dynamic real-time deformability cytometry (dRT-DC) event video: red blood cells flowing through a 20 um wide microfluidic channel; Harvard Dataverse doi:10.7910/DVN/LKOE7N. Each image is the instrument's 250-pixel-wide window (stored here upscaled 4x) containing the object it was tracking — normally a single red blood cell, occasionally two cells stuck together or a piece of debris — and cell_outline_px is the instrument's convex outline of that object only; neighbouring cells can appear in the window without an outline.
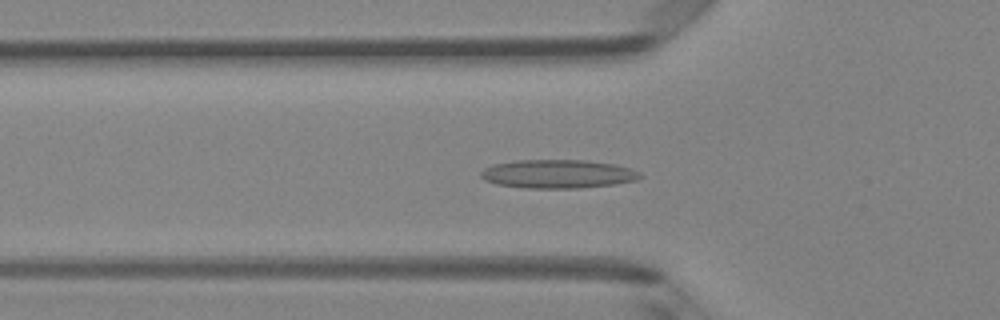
{"species": "Egyptian fruit bat (a non-hibernating species)", "species_latin": "Rousettus aegyptiacus", "temperature_condition": "room temperature", "stored_images_in_passage": 49, "camera_frame_rate_fps": 3000, "um_per_image_px": 0.085, "animal": {"sex": "female"}, "frame": {"image": 1, "passage_image": 16, "time_ms": 5.0, "image_size_px": [1000, 320], "cell_outline_px": [[644, 176], [636, 180], [616, 184], [576, 188], [524, 188], [496, 184], [484, 180], [480, 176], [480, 172], [484, 168], [492, 164], [516, 160], [584, 160], [612, 164], [632, 168], [640, 172]], "centroid_in_image_um": [47.4, 14.78], "position_along_channel_um": 78.4, "area_um2": 26.7}}
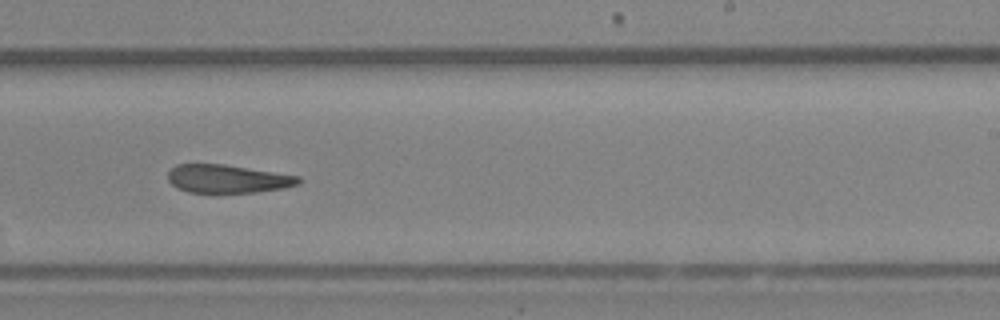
{"frame": {"image": 2, "passage_image": 30, "time_ms": 9.667, "image_size_px": [1000, 320], "cell_outline_px": [[300, 184], [284, 188], [256, 192], [212, 196], [188, 192], [176, 188], [168, 180], [168, 172], [176, 164], [224, 164], [300, 176]], "centroid_in_image_um": [19.31, 15.25], "position_along_channel_um": 269.7, "area_um2": 22.43}}
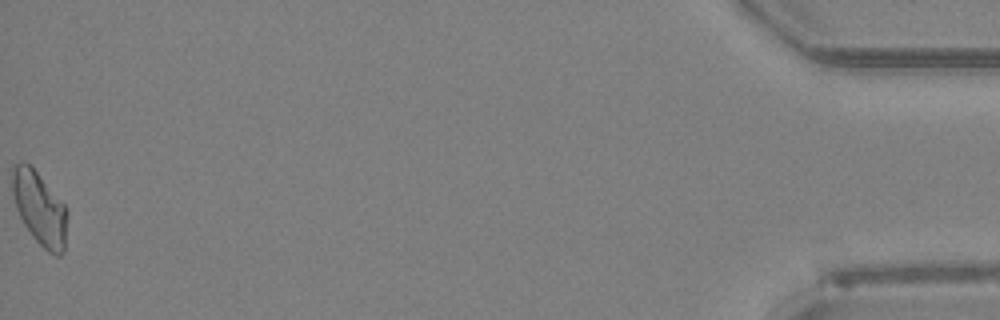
{"frame": {"image": 3, "passage_image": 49, "time_ms": 16.0, "image_size_px": [1000, 320], "cell_outline_px": [[68, 216], [64, 252], [60, 256], [56, 256], [48, 252], [32, 236], [24, 224], [16, 208], [12, 192], [12, 164], [20, 160], [24, 160], [32, 164], [64, 204], [68, 212]], "centroid_in_image_um": [3.36, 17.65], "position_along_channel_um": 431.8, "area_um2": 24.04}}